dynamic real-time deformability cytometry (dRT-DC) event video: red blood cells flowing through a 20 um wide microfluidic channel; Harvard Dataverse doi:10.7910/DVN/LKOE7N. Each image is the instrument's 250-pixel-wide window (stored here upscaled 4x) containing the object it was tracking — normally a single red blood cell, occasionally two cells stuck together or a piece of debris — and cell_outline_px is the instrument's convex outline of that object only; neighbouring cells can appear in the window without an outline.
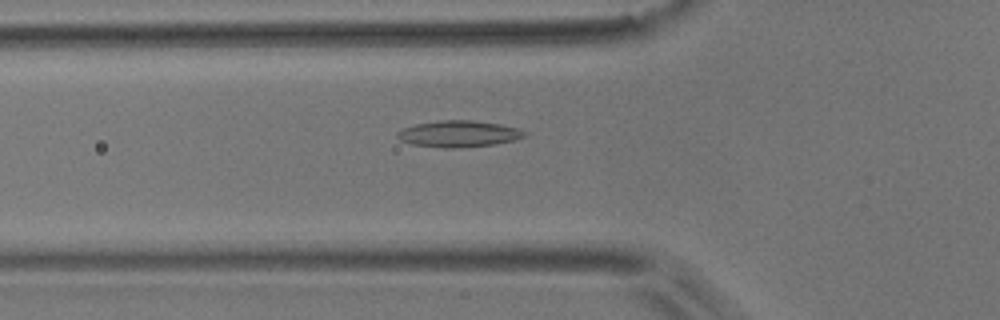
{"species": "common noctule bat (a hibernating species)", "species_latin": "Nyctalus noctula", "temperature_condition": "room temperature", "stored_images_in_passage": 34, "camera_frame_rate_fps": 3000, "um_per_image_px": 0.085, "animal": {"sex": "male", "body_mass_g": 17.9}, "frame": {"image": 1, "passage_image": 9, "time_ms": 2.667, "image_size_px": [1000, 320], "cell_outline_px": [[528, 132], [524, 136], [516, 140], [496, 144], [460, 148], [448, 148], [412, 144], [400, 140], [396, 136], [396, 132], [404, 128], [416, 124], [440, 120], [476, 120], [500, 124], [516, 128]], "centroid_in_image_um": [39.01, 11.37], "position_along_channel_um": 86.8, "area_um2": 19.65}}
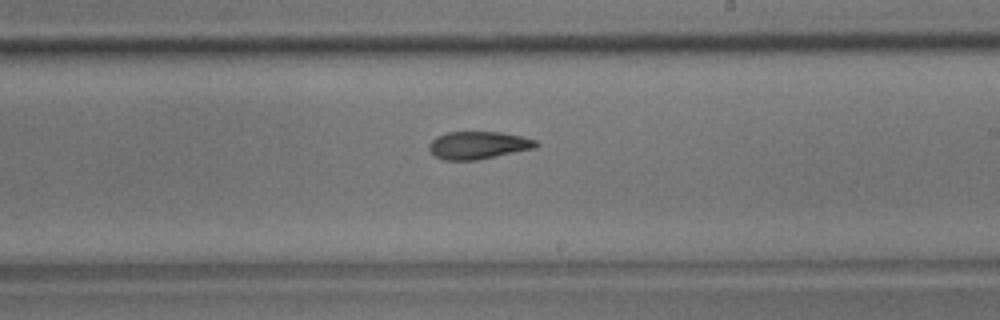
{"frame": {"image": 2, "passage_image": 22, "time_ms": 7.0, "image_size_px": [1000, 320], "cell_outline_px": [[540, 144], [536, 148], [476, 160], [444, 160], [436, 156], [428, 148], [428, 144], [436, 136], [448, 132], [500, 132], [520, 136], [536, 140]], "centroid_in_image_um": [40.65, 12.34], "position_along_channel_um": 248.3, "area_um2": 17.17}}
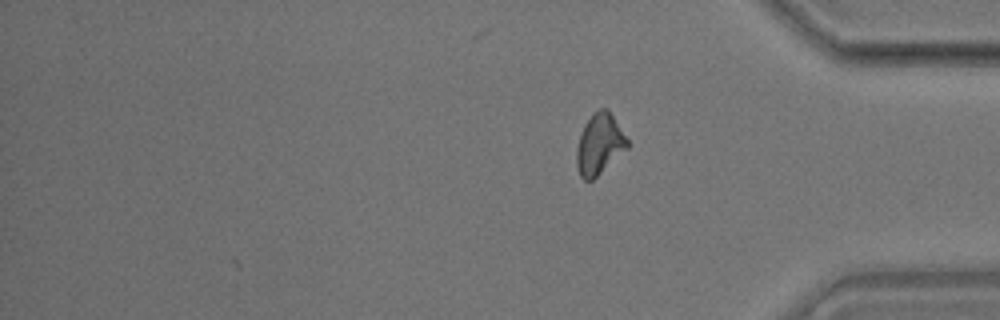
{"frame": {"image": 3, "passage_image": 34, "time_ms": 11.0, "image_size_px": [1000, 320], "cell_outline_px": [[628, 148], [592, 180], [584, 180], [580, 176], [576, 164], [576, 148], [580, 132], [584, 124], [592, 112], [600, 108], [608, 108], [628, 140]], "centroid_in_image_um": [50.93, 12.23], "position_along_channel_um": 384.3, "area_um2": 18.03}, "authors_computed_cell_mechanics": {"area_um2": 17.5423, "velocity_mm_per_s": 3.7156, "shape_relaxation_time_tau1_ms": 10.9146, "shape_relaxation_time_tau2_ms": 4.0146, "deformation_change_tau1": 0.2308, "deformation_change_tau2": 0.1185}}